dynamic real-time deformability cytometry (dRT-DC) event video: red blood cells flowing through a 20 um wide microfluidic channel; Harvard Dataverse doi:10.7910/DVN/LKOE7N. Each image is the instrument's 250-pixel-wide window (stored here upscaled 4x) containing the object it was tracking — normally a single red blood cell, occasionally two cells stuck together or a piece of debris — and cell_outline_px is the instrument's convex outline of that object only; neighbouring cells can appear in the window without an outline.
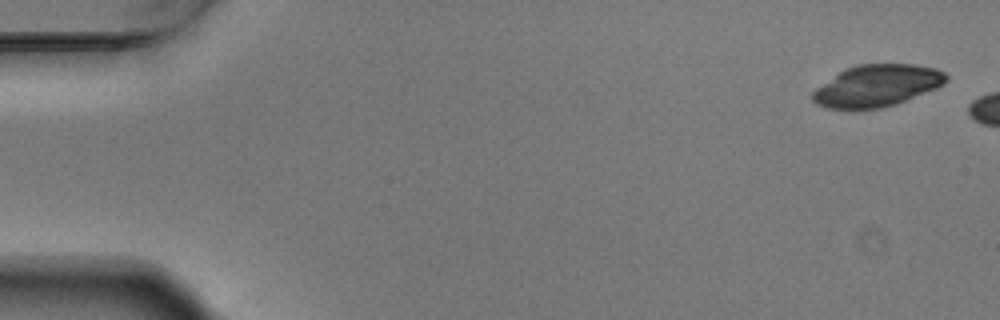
{"species": "Egyptian fruit bat (a non-hibernating species)", "species_latin": "Rousettus aegyptiacus", "temperature_condition": "warm", "stored_images_in_passage": 3, "camera_frame_rate_fps": 3000, "um_per_image_px": 0.085, "animal": {"sex": "male"}, "frame": {"image": 1, "passage_image": 1, "time_ms": 0.0, "image_size_px": [1000, 320], "cell_outline_px": [[948, 80], [944, 84], [936, 88], [896, 104], [880, 108], [824, 108], [816, 104], [812, 100], [812, 92], [816, 88], [844, 68], [856, 64], [916, 64], [936, 68], [944, 72], [948, 76]], "centroid_in_image_um": [74.54, 7.27], "position_along_channel_um": 10.5, "area_um2": 32.54}}